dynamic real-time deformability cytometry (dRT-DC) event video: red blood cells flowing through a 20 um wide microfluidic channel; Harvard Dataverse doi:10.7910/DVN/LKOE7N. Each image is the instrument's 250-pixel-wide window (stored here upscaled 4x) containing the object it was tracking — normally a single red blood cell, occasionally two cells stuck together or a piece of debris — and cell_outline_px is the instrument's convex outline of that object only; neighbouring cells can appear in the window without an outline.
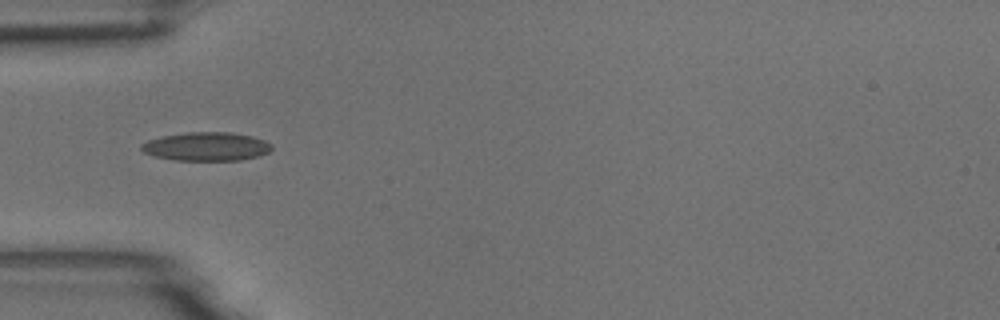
{"species": "common noctule bat (a hibernating species)", "species_latin": "Nyctalus noctula", "temperature_condition": "room temperature", "stored_images_in_passage": 5, "camera_frame_rate_fps": 3000, "um_per_image_px": 0.085, "animal": {"sex": "male", "body_mass_g": 18.8}, "frame": {"image": 1, "passage_image": 3, "time_ms": 0.667, "image_size_px": [1000, 320], "cell_outline_px": [[272, 148], [268, 152], [260, 156], [240, 160], [172, 160], [156, 156], [144, 152], [140, 148], [140, 144], [148, 140], [164, 136], [188, 132], [232, 132], [252, 136], [264, 140], [272, 144]], "centroid_in_image_um": [17.57, 12.45], "position_along_channel_um": 67.4, "area_um2": 21.73}}